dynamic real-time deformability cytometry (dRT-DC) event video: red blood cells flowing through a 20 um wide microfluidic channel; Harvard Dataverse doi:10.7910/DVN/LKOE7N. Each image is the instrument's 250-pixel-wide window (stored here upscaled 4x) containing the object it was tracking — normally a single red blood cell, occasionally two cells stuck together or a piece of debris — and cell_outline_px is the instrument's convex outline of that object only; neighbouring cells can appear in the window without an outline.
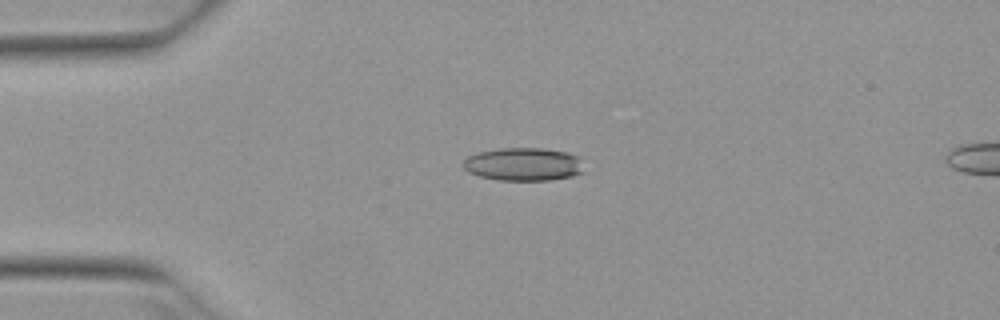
{"species": "Egyptian fruit bat (a non-hibernating species)", "species_latin": "Rousettus aegyptiacus", "temperature_condition": "warm", "stored_images_in_passage": 3, "camera_frame_rate_fps": 3000, "um_per_image_px": 0.085, "animal": {"sex": "female"}, "frame": {"image": 1, "passage_image": 2, "time_ms": 0.333, "image_size_px": [1000, 320], "cell_outline_px": [[584, 172], [572, 176], [548, 180], [500, 180], [480, 176], [468, 172], [464, 168], [464, 160], [468, 156], [480, 152], [500, 148], [544, 148], [568, 152], [576, 156]], "centroid_in_image_um": [44.48, 13.96], "position_along_channel_um": 40.5, "area_um2": 23.06}}